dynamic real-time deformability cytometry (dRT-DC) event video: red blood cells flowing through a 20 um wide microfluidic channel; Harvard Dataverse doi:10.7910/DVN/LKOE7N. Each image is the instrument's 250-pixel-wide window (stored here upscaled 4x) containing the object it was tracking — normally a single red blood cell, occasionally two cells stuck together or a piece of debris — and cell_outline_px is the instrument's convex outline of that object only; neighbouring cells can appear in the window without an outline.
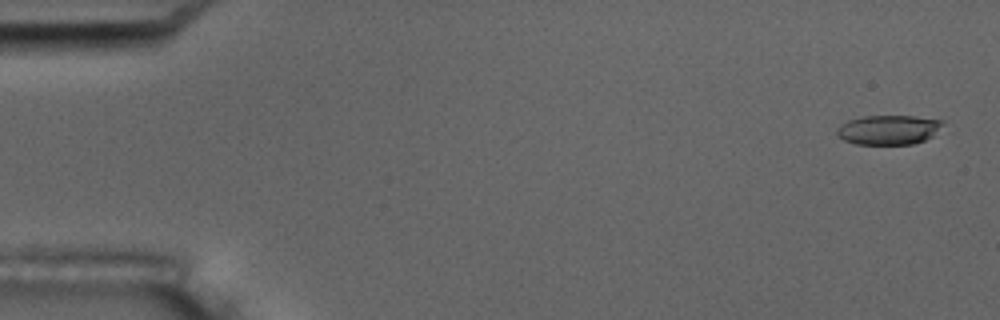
{"species": "common noctule bat (a hibernating species)", "species_latin": "Nyctalus noctula", "temperature_condition": "room temperature", "stored_images_in_passage": 5, "camera_frame_rate_fps": 3000, "um_per_image_px": 0.085, "animal": {"sex": "male", "body_mass_g": 17.5, "forearm_length_mm": 52.3}, "frame": {"image": 1, "passage_image": 1, "time_ms": 0.0, "image_size_px": [1000, 320], "cell_outline_px": [[944, 124], [932, 136], [924, 140], [912, 144], [856, 144], [844, 140], [836, 132], [836, 128], [840, 124], [848, 120], [864, 116], [912, 116], [944, 120]], "centroid_in_image_um": [75.52, 11.02], "position_along_channel_um": 9.5, "area_um2": 18.15}}